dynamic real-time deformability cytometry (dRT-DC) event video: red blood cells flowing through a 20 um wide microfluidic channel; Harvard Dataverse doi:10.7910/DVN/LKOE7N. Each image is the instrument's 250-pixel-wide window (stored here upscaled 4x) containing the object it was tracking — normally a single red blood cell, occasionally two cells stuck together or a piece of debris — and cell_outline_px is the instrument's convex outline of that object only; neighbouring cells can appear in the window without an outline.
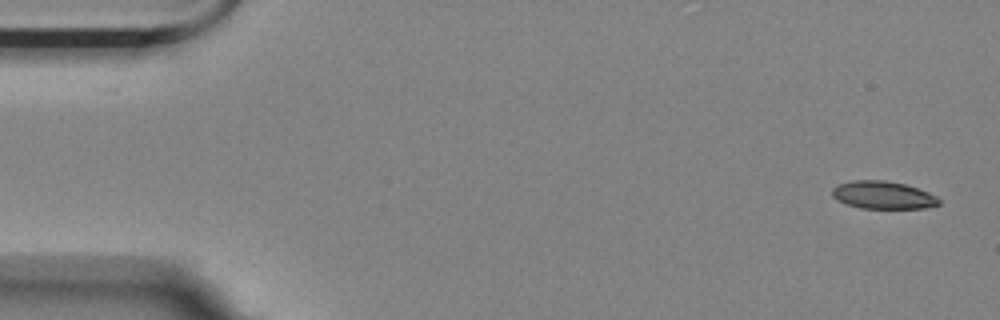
{"species": "Egyptian fruit bat (a non-hibernating species)", "species_latin": "Rousettus aegyptiacus", "temperature_condition": "room temperature", "stored_images_in_passage": 55, "camera_frame_rate_fps": 3000, "um_per_image_px": 0.085, "animal": {"sex": "female"}, "frame": {"image": 1, "passage_image": 1, "time_ms": 0.0, "image_size_px": [1000, 320], "cell_outline_px": [[940, 204], [924, 208], [860, 208], [844, 204], [836, 200], [832, 196], [832, 188], [836, 184], [852, 180], [884, 180], [904, 184], [928, 192], [936, 196], [940, 200]], "centroid_in_image_um": [74.99, 16.58], "position_along_channel_um": 10.0, "area_um2": 17.34}}
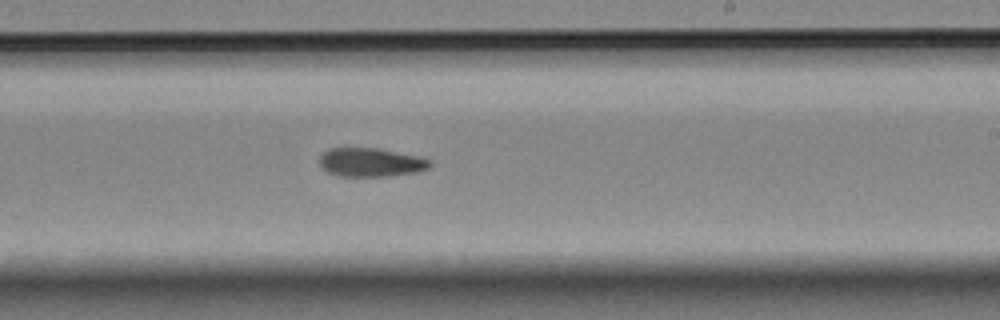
{"frame": {"image": 2, "passage_image": 32, "time_ms": 10.333, "image_size_px": [1000, 320], "cell_outline_px": [[432, 164], [428, 168], [420, 172], [388, 176], [336, 176], [320, 168], [320, 156], [328, 148], [376, 148], [420, 156], [432, 160]], "centroid_in_image_um": [31.54, 13.8], "position_along_channel_um": 257.5, "area_um2": 18.73}}
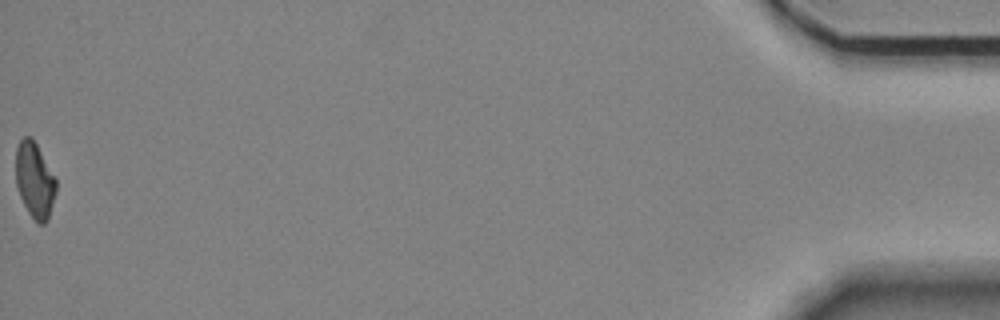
{"frame": {"image": 3, "passage_image": 55, "time_ms": 18.0, "image_size_px": [1000, 320], "cell_outline_px": [[56, 192], [48, 220], [44, 224], [36, 224], [28, 212], [20, 196], [16, 184], [16, 148], [20, 140], [24, 136], [32, 136], [56, 180]], "centroid_in_image_um": [2.94, 15.34], "position_along_channel_um": 432.3, "area_um2": 17.74}, "authors_computed_cell_mechanics": {"area_um2": 18.7272, "velocity_mm_per_s": 3.5689, "shape_relaxation_time_tau1_ms": 7.3913, "shape_relaxation_time_tau2_ms": 6.0318, "deformation_change_tau1": 0.1657, "deformation_change_tau2": 0.1389}}